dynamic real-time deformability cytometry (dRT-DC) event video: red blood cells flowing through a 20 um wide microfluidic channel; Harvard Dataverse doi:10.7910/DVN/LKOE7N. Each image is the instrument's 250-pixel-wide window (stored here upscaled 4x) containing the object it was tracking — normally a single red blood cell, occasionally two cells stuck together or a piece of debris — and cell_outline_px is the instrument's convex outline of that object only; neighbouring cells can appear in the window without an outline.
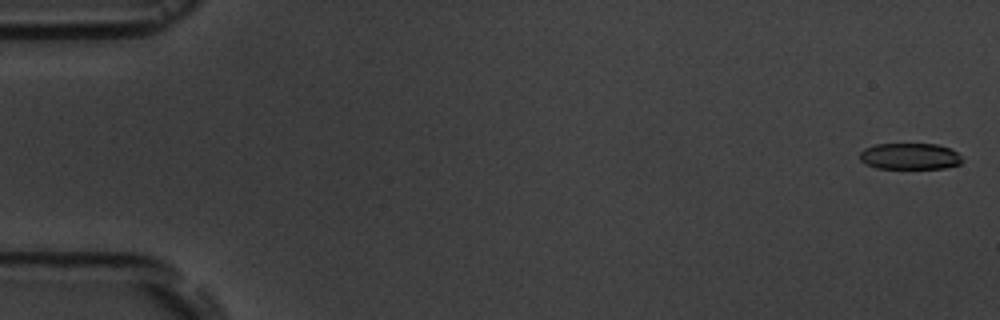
{"species": "common noctule bat (a hibernating species)", "species_latin": "Nyctalus noctula", "temperature_condition": "room temperature", "stored_images_in_passage": 4, "camera_frame_rate_fps": 3000, "um_per_image_px": 0.085, "animal": {"sex": "male", "body_mass_g": 19.5, "forearm_length_mm": 54.6}, "frame": {"image": 1, "passage_image": 1, "time_ms": 0.0, "image_size_px": [1000, 320], "cell_outline_px": [[964, 160], [960, 164], [944, 168], [876, 168], [864, 164], [860, 160], [860, 152], [864, 148], [876, 144], [936, 144], [952, 148]], "centroid_in_image_um": [77.33, 13.28], "position_along_channel_um": 7.7, "area_um2": 15.84}}